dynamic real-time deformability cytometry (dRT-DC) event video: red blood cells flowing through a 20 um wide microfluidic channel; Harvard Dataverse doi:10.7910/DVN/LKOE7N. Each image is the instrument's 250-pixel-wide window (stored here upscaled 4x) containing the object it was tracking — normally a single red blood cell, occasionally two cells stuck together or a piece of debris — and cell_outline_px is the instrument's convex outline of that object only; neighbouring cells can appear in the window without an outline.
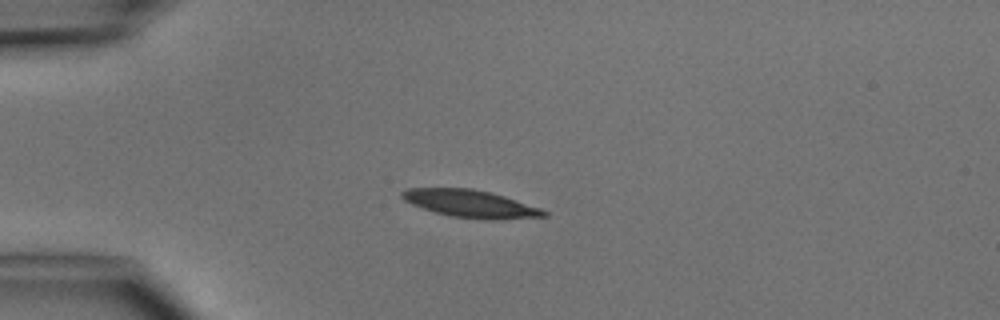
{"species": "common noctule bat (a hibernating species)", "species_latin": "Nyctalus noctula", "temperature_condition": "cold", "stored_images_in_passage": 6, "camera_frame_rate_fps": 3000, "um_per_image_px": 0.085, "animal": {"sex": "male", "body_mass_g": 15.6}, "frame": {"image": 1, "passage_image": 3, "time_ms": 2.333, "image_size_px": [1000, 320], "cell_outline_px": [[548, 216], [500, 220], [488, 220], [448, 216], [412, 204], [404, 200], [400, 196], [400, 192], [408, 188], [472, 188], [492, 192], [540, 208], [548, 212]], "centroid_in_image_um": [40.01, 17.32], "position_along_channel_um": 45.0, "area_um2": 22.83}}
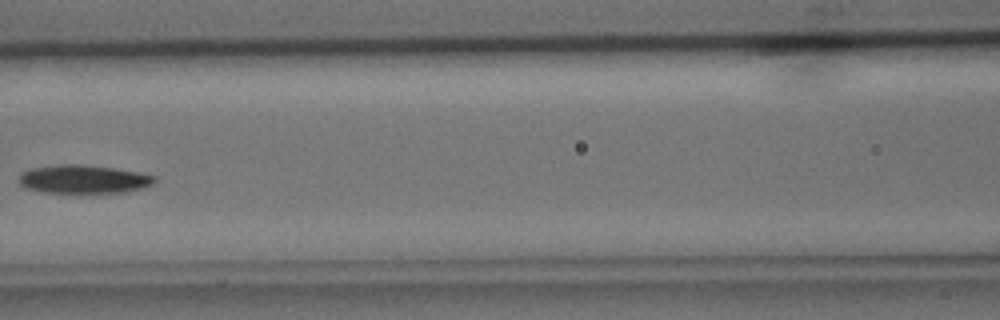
{"frame": {"image": 2, "passage_image": 6, "time_ms": 5.667, "image_size_px": [1000, 320], "cell_outline_px": [[156, 180], [152, 184], [144, 188], [124, 192], [40, 192], [24, 188], [16, 180], [20, 172], [32, 168], [60, 164], [84, 164], [112, 168], [136, 172], [156, 176]], "centroid_in_image_um": [7.03, 15.23], "position_along_channel_um": 159.6, "area_um2": 22.54}}